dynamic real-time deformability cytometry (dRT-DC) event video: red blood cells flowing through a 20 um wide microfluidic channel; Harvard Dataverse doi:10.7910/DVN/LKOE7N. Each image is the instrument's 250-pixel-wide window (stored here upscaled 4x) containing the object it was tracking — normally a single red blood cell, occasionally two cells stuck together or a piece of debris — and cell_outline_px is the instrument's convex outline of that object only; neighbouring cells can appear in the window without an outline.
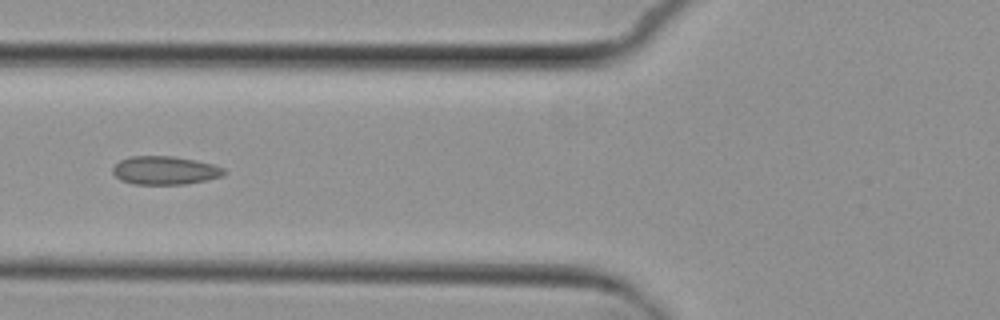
{"species": "common noctule bat (a hibernating species)", "species_latin": "Nyctalus noctula", "temperature_condition": "cold", "stored_images_in_passage": 7, "camera_frame_rate_fps": 3000, "um_per_image_px": 0.085, "animal": {"sex": "female", "body_mass_g": 29.2, "forearm_length_mm": 56.3}, "frame": {"image": 1, "passage_image": 7, "time_ms": 7.0, "image_size_px": [1000, 320], "cell_outline_px": [[228, 172], [220, 176], [204, 180], [184, 184], [132, 184], [120, 180], [112, 172], [112, 168], [120, 160], [132, 156], [172, 156], [196, 160], [212, 164], [224, 168]], "centroid_in_image_um": [14.0, 14.48], "position_along_channel_um": 111.8, "area_um2": 18.32}}